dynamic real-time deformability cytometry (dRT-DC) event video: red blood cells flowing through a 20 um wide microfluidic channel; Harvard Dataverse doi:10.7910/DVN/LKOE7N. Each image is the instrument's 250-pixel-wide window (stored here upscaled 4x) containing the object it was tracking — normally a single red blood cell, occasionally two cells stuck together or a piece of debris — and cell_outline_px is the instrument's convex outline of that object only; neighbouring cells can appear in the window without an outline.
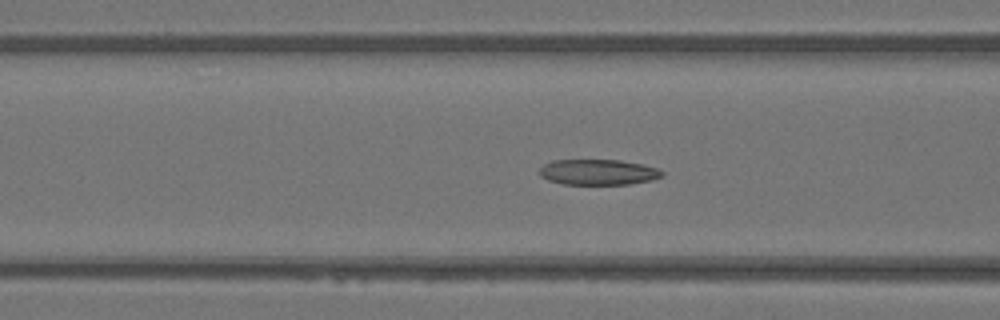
{"species": "Egyptian fruit bat (a non-hibernating species)", "species_latin": "Rousettus aegyptiacus", "temperature_condition": "warm", "stored_images_in_passage": 50, "camera_frame_rate_fps": 3000, "um_per_image_px": 0.085, "animal": {"sex": "female"}, "frame": {"image": 1, "passage_image": 20, "time_ms": 6.333, "image_size_px": [1000, 320], "cell_outline_px": [[664, 176], [652, 180], [628, 184], [564, 184], [548, 180], [540, 176], [540, 168], [544, 164], [552, 160], [620, 160], [644, 164], [660, 168], [664, 172]], "centroid_in_image_um": [50.89, 14.62], "position_along_channel_um": 115.7, "area_um2": 18.44}}
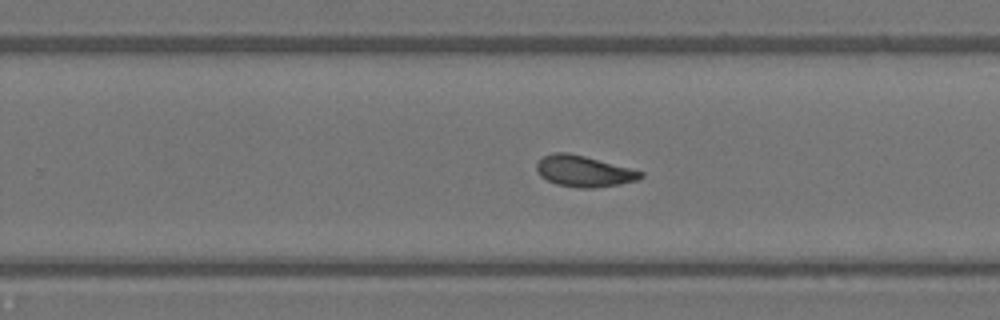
{"frame": {"image": 2, "passage_image": 32, "time_ms": 10.333, "image_size_px": [1000, 320], "cell_outline_px": [[644, 176], [640, 180], [620, 184], [592, 188], [576, 188], [556, 184], [540, 176], [536, 168], [536, 164], [544, 156], [552, 152], [568, 152], [584, 156], [644, 172]], "centroid_in_image_um": [49.63, 14.56], "position_along_channel_um": 280.2, "area_um2": 18.84}}
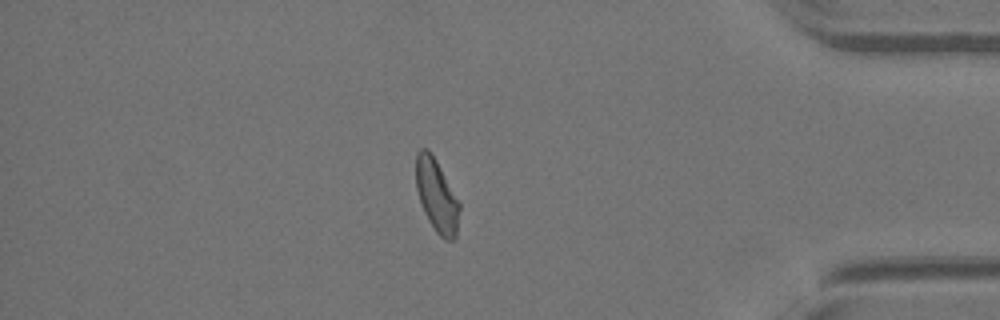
{"frame": {"image": 3, "passage_image": 43, "time_ms": 14.0, "image_size_px": [1000, 320], "cell_outline_px": [[460, 208], [456, 240], [444, 240], [436, 232], [428, 220], [424, 212], [416, 188], [416, 152], [420, 148], [428, 148], [436, 160], [460, 204]], "centroid_in_image_um": [37.12, 16.65], "position_along_channel_um": 398.1, "area_um2": 18.44}, "authors_computed_cell_mechanics": {"area_um2": 18.9295, "velocity_mm_per_s": 4.1272, "shape_relaxation_time_tau1_ms": 8.3223, "shape_relaxation_time_tau2_ms": 2.2279, "deformation_change_tau1": 0.2477, "deformation_change_tau2": 0.0893}}